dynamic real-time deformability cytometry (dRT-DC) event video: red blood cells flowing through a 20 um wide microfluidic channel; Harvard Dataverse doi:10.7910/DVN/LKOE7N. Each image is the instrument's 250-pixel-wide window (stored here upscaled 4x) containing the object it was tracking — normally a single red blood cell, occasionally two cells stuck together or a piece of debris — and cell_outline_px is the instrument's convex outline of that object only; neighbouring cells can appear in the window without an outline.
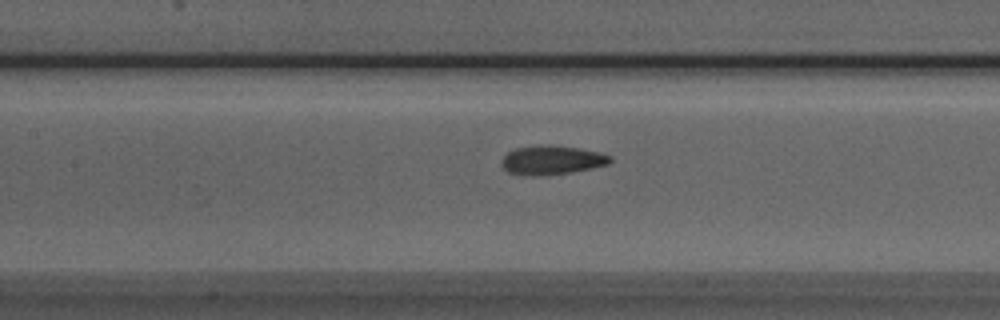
{"species": "Egyptian fruit bat (a non-hibernating species)", "species_latin": "Rousettus aegyptiacus", "temperature_condition": "room temperature", "stored_images_in_passage": 27, "camera_frame_rate_fps": 3000, "um_per_image_px": 0.085, "animal": {"sex": "male"}, "frame": {"image": 1, "passage_image": 18, "time_ms": 5.667, "image_size_px": [1000, 320], "cell_outline_px": [[612, 160], [608, 164], [592, 168], [572, 172], [540, 176], [524, 176], [508, 172], [500, 164], [504, 156], [508, 152], [516, 148], [540, 144], [552, 144], [580, 148], [600, 152], [612, 156]], "centroid_in_image_um": [46.9, 13.6], "position_along_channel_um": 160.5, "area_um2": 18.73}}
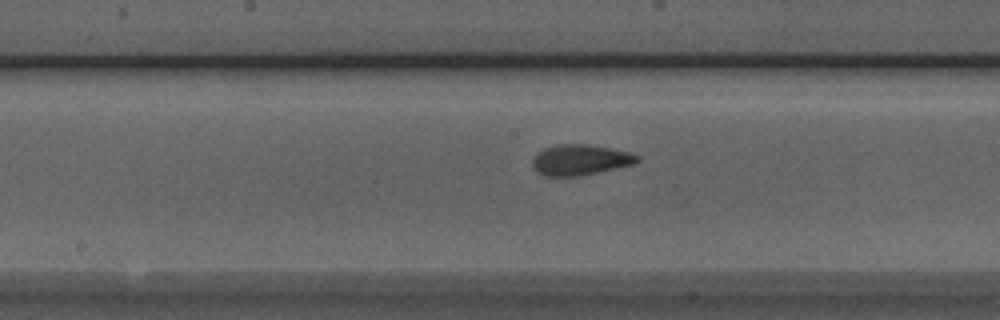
{"frame": {"image": 2, "passage_image": 21, "time_ms": 6.667, "image_size_px": [1000, 320], "cell_outline_px": [[640, 160], [636, 164], [580, 176], [544, 176], [536, 172], [532, 168], [532, 156], [536, 152], [544, 148], [556, 144], [588, 144], [628, 152], [640, 156]], "centroid_in_image_um": [49.27, 13.59], "position_along_channel_um": 198.9, "area_um2": 19.02}}
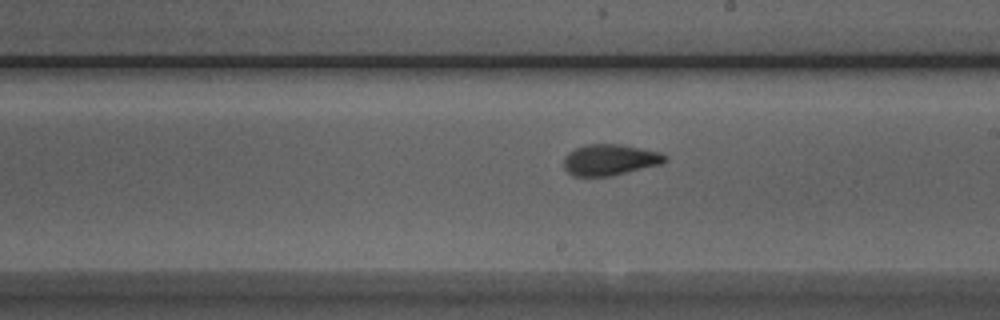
{"frame": {"image": 3, "passage_image": 24, "time_ms": 7.667, "image_size_px": [1000, 320], "cell_outline_px": [[668, 160], [660, 164], [612, 176], [572, 176], [564, 168], [564, 156], [568, 152], [584, 144], [620, 144], [660, 152], [668, 156]], "centroid_in_image_um": [51.83, 13.58], "position_along_channel_um": 237.2, "area_um2": 18.44}}